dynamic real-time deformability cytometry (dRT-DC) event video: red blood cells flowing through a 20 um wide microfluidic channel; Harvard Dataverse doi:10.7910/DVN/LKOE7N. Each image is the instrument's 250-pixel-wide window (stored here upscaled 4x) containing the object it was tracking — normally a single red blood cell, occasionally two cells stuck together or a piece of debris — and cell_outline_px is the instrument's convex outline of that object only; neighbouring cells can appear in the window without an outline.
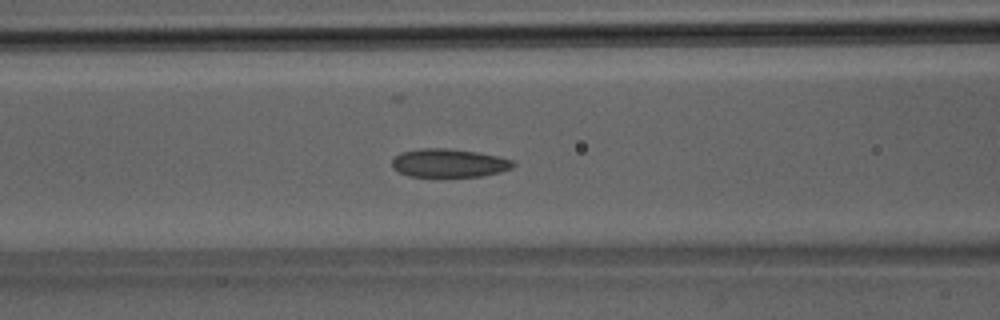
{"species": "Egyptian fruit bat (a non-hibernating species)", "species_latin": "Rousettus aegyptiacus", "temperature_condition": "room temperature", "stored_images_in_passage": 34, "camera_frame_rate_fps": 3000, "um_per_image_px": 0.085, "animal": {"sex": "male"}, "frame": {"image": 1, "passage_image": 15, "time_ms": 4.667, "image_size_px": [1000, 320], "cell_outline_px": [[516, 164], [512, 168], [500, 172], [480, 176], [408, 176], [392, 168], [392, 160], [400, 152], [420, 148], [448, 148], [476, 152], [496, 156], [512, 160]], "centroid_in_image_um": [38.14, 13.85], "position_along_channel_um": 128.5, "area_um2": 19.94}}